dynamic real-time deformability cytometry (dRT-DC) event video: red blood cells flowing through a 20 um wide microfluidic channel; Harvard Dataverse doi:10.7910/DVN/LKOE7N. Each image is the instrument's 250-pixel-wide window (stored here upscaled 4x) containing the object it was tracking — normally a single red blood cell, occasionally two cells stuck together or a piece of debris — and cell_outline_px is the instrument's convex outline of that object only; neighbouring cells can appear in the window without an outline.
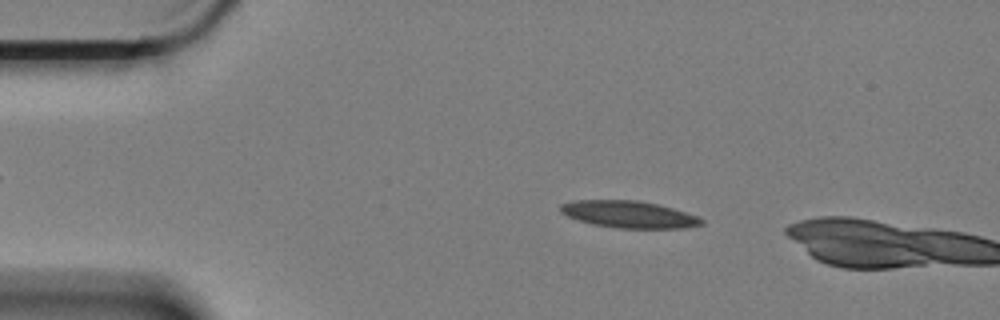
{"species": "Egyptian fruit bat (a non-hibernating species)", "species_latin": "Rousettus aegyptiacus", "temperature_condition": "cold", "stored_images_in_passage": 13, "camera_frame_rate_fps": 3000, "um_per_image_px": 0.085, "animal": {"sex": "female"}, "frame": {"image": 1, "passage_image": 10, "time_ms": 3.0, "image_size_px": [1000, 320], "cell_outline_px": [[704, 224], [684, 228], [620, 228], [592, 224], [568, 216], [560, 212], [560, 204], [576, 200], [640, 200], [672, 208], [696, 216], [704, 220]], "centroid_in_image_um": [53.45, 18.22], "position_along_channel_um": 31.6, "area_um2": 21.96}}